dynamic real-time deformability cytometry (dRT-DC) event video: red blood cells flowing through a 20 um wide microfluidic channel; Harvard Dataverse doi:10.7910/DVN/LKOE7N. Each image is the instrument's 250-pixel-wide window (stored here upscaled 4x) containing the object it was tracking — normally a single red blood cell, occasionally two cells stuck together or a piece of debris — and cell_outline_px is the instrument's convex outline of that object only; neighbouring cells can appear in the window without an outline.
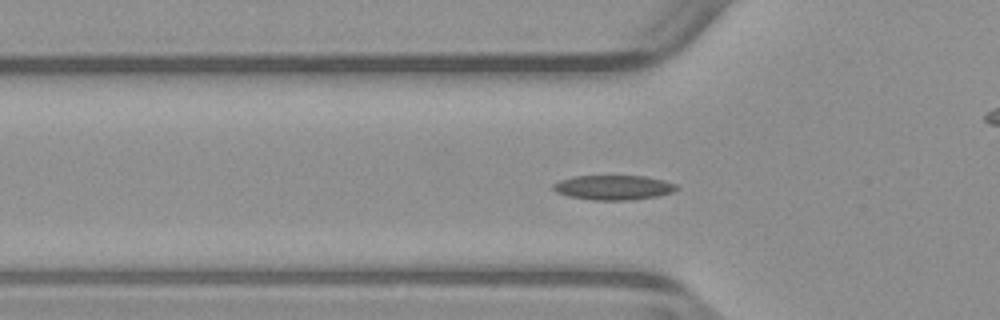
{"species": "common noctule bat (a hibernating species)", "species_latin": "Nyctalus noctula", "temperature_condition": "warm", "stored_images_in_passage": 53, "camera_frame_rate_fps": 3000, "um_per_image_px": 0.085, "animal": {"sex": "male", "body_mass_g": 23.1, "forearm_length_mm": 52.7}, "frame": {"image": 1, "passage_image": 17, "time_ms": 5.333, "image_size_px": [1000, 320], "cell_outline_px": [[680, 188], [672, 192], [656, 196], [628, 200], [592, 200], [568, 196], [556, 192], [552, 188], [552, 184], [560, 180], [572, 176], [644, 176], [664, 180], [676, 184]], "centroid_in_image_um": [52.12, 15.93], "position_along_channel_um": 73.7, "area_um2": 17.74}}
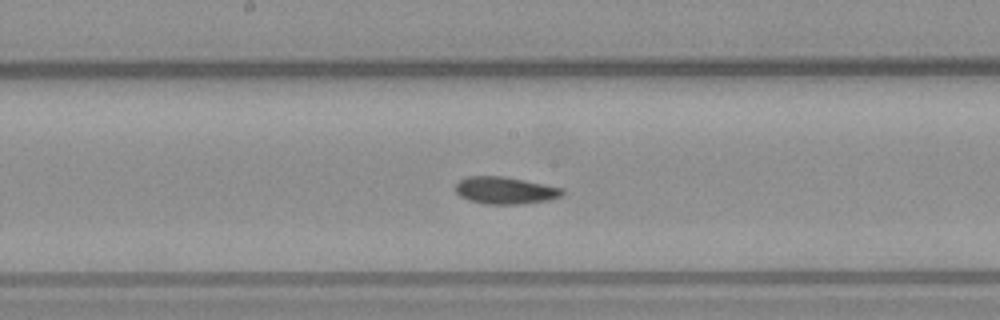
{"frame": {"image": 2, "passage_image": 27, "time_ms": 8.667, "image_size_px": [1000, 320], "cell_outline_px": [[564, 192], [560, 196], [548, 200], [520, 204], [484, 204], [468, 200], [460, 196], [456, 192], [456, 184], [460, 180], [468, 176], [504, 176], [564, 188]], "centroid_in_image_um": [42.93, 16.18], "position_along_channel_um": 205.3, "area_um2": 16.88}}
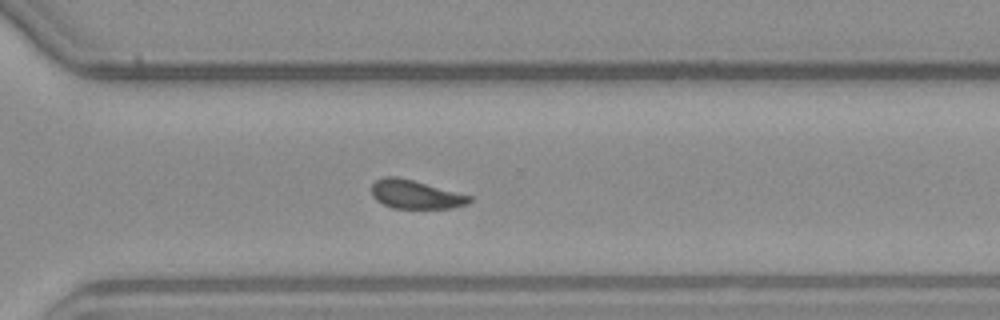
{"frame": {"image": 3, "passage_image": 37, "time_ms": 12.0, "image_size_px": [1000, 320], "cell_outline_px": [[472, 200], [468, 204], [452, 208], [392, 208], [376, 200], [372, 196], [372, 184], [376, 180], [384, 176], [396, 176], [412, 180], [472, 196]], "centroid_in_image_um": [35.31, 16.53], "position_along_channel_um": 335.3, "area_um2": 16.24}, "authors_computed_cell_mechanics": {"area_um2": 16.762, "velocity_mm_per_s": 3.9163, "shape_relaxation_time_tau1_ms": null, "shape_relaxation_time_tau2_ms": 5.1888, "deformation_change_tau1": null, "deformation_change_tau2": 0.1221}}